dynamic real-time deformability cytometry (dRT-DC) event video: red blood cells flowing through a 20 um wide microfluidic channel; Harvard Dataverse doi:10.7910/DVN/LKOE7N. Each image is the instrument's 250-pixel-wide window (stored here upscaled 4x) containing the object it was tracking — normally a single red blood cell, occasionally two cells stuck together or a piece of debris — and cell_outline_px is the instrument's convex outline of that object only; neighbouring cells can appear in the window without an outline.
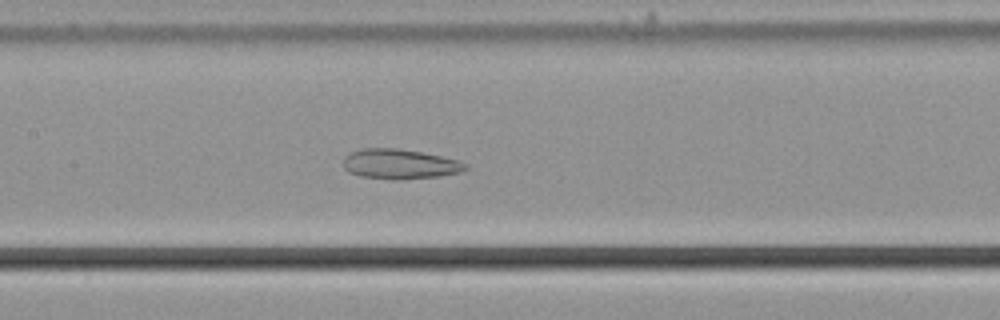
{"species": "common noctule bat (a hibernating species)", "species_latin": "Nyctalus noctula", "temperature_condition": "cold", "stored_images_in_passage": 57, "camera_frame_rate_fps": 3000, "um_per_image_px": 0.085, "animal": {"sex": "male", "body_mass_g": 21.5, "forearm_length_mm": 52.0}, "frame": {"image": 1, "passage_image": 27, "time_ms": 8.667, "image_size_px": [1000, 320], "cell_outline_px": [[468, 168], [460, 172], [440, 176], [396, 180], [392, 180], [360, 176], [348, 172], [344, 168], [344, 156], [348, 152], [364, 148], [396, 148], [420, 152], [460, 160], [468, 164]], "centroid_in_image_um": [33.97, 13.95], "position_along_channel_um": 173.4, "area_um2": 21.44}}
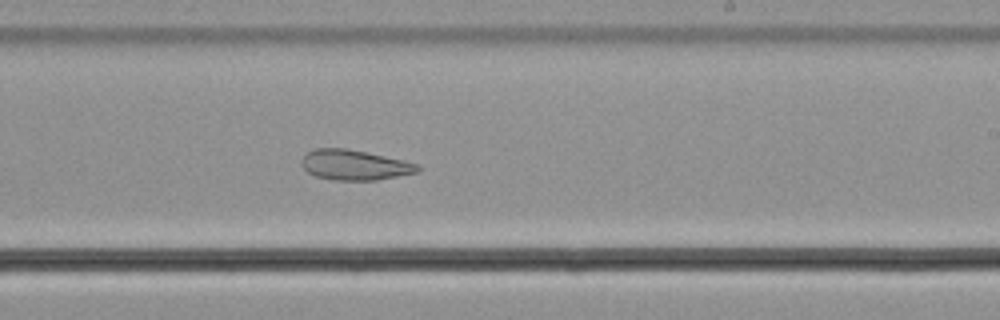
{"frame": {"image": 2, "passage_image": 34, "time_ms": 11.0, "image_size_px": [1000, 320], "cell_outline_px": [[420, 172], [376, 180], [332, 180], [316, 176], [308, 172], [300, 164], [300, 160], [312, 148], [344, 148], [404, 160], [416, 164], [420, 168]], "centroid_in_image_um": [30.11, 14.03], "position_along_channel_um": 258.9, "area_um2": 20.35}}
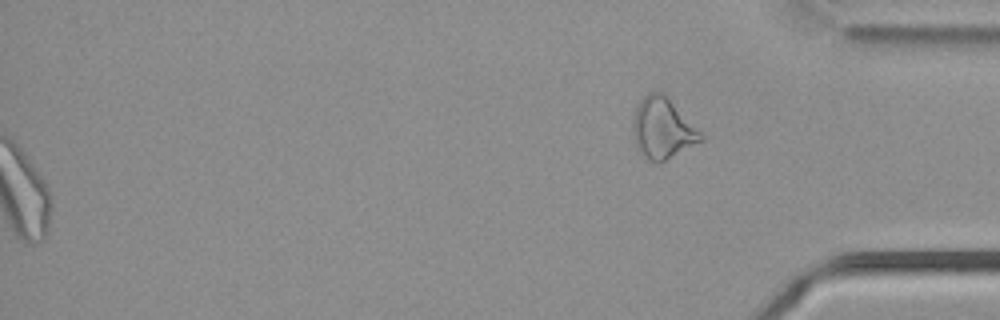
{"frame": {"image": 3, "passage_image": 57, "time_ms": 18.667, "image_size_px": [1000, 320], "cell_outline_px": [[704, 140], [664, 160], [652, 160], [644, 156], [636, 148], [632, 136], [632, 124], [636, 108], [640, 100], [648, 92], [660, 92], [704, 136]], "centroid_in_image_um": [56.26, 10.92], "position_along_channel_um": 378.9, "area_um2": 23.12}, "authors_computed_cell_mechanics": {"area_um2": 27.9174, "velocity_mm_per_s": 3.6714, "shape_relaxation_time_tau1_ms": null, "shape_relaxation_time_tau2_ms": 2.2546, "deformation_change_tau1": null, "deformation_change_tau2": 0.0865}}